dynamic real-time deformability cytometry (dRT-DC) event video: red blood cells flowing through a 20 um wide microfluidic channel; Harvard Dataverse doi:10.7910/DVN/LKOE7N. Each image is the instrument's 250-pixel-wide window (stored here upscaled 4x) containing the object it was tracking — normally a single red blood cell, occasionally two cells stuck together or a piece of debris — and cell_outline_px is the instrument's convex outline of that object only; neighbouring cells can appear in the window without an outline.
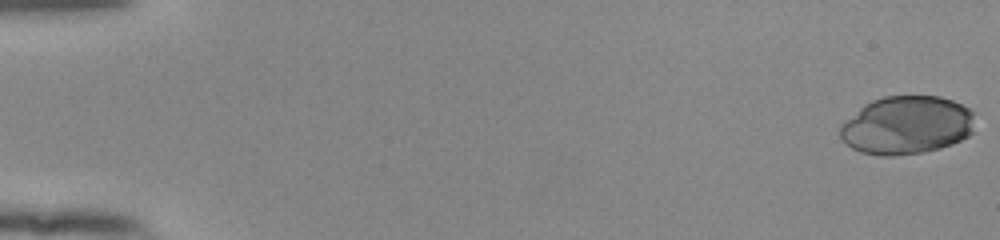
{"species": "human", "species_latin": "Homo sapiens", "temperature_condition": "room temperature", "stored_images_in_passage": 55, "camera_frame_rate_fps": 3000, "um_per_image_px": 0.085, "donor": {"sex": "female"}, "frame": {"image": 1, "passage_image": 1, "time_ms": 0.0, "image_size_px": [1000, 240], "cell_outline_px": [[972, 132], [968, 136], [952, 144], [940, 148], [924, 152], [892, 156], [880, 156], [860, 152], [852, 148], [840, 136], [840, 124], [864, 104], [872, 100], [884, 96], [940, 96], [952, 100], [968, 108], [972, 112]], "centroid_in_image_um": [77.04, 10.64], "position_along_channel_um": 8.0, "area_um2": 45.72}}